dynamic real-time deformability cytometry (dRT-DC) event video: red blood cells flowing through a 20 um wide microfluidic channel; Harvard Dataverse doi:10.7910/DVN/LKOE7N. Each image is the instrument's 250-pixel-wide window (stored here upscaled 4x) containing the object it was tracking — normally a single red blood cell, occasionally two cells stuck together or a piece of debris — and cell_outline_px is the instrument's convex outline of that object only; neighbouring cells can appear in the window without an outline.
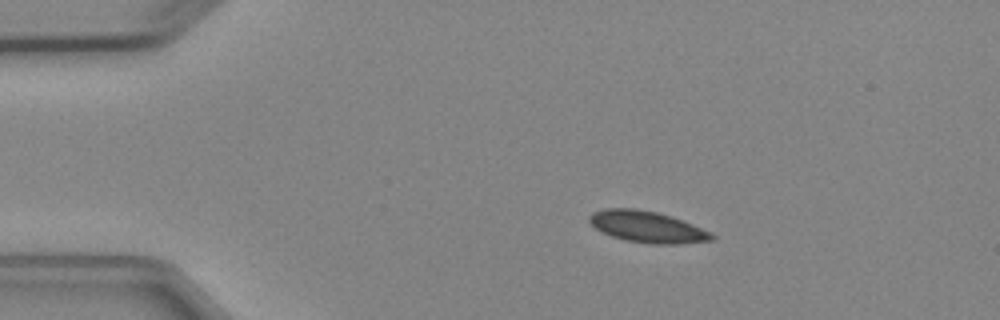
{"species": "Egyptian fruit bat (a non-hibernating species)", "species_latin": "Rousettus aegyptiacus", "temperature_condition": "cold", "stored_images_in_passage": 3, "camera_frame_rate_fps": 3000, "um_per_image_px": 0.085, "animal": {"sex": "female"}, "frame": {"image": 1, "passage_image": 2, "time_ms": 1.0, "image_size_px": [1000, 320], "cell_outline_px": [[716, 240], [680, 244], [652, 244], [624, 240], [612, 236], [596, 228], [588, 220], [588, 216], [592, 212], [604, 208], [636, 208], [656, 212], [692, 224], [712, 232], [716, 236]], "centroid_in_image_um": [55.03, 19.29], "position_along_channel_um": 30.0, "area_um2": 22.43}}